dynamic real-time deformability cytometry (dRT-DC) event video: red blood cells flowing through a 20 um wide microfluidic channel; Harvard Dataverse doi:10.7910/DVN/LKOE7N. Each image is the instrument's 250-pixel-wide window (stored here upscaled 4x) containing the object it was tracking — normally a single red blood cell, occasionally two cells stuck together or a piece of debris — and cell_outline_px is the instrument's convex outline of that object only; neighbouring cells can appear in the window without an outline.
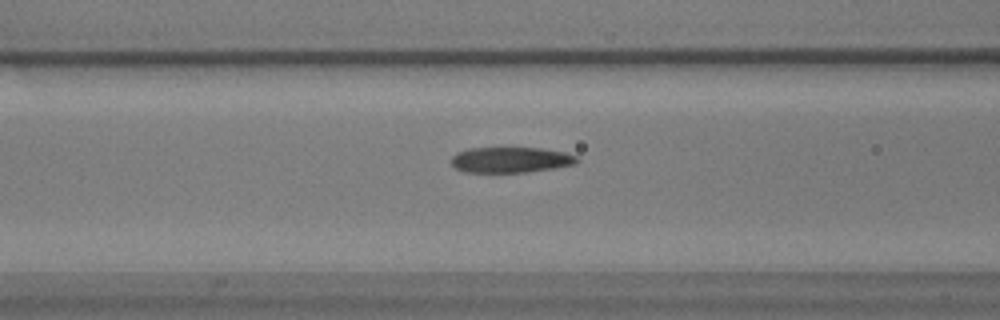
{"species": "common noctule bat (a hibernating species)", "species_latin": "Nyctalus noctula", "temperature_condition": "warm", "stored_images_in_passage": 42, "camera_frame_rate_fps": 3000, "um_per_image_px": 0.085, "animal": {"sex": "male", "body_mass_g": 17.9}, "frame": {"image": 1, "passage_image": 8, "time_ms": 2.333, "image_size_px": [1000, 320], "cell_outline_px": [[580, 160], [576, 164], [556, 168], [528, 172], [464, 172], [456, 168], [452, 164], [452, 156], [456, 152], [468, 148], [540, 148], [564, 152], [576, 156]], "centroid_in_image_um": [43.42, 13.59], "position_along_channel_um": 123.2, "area_um2": 18.84}}
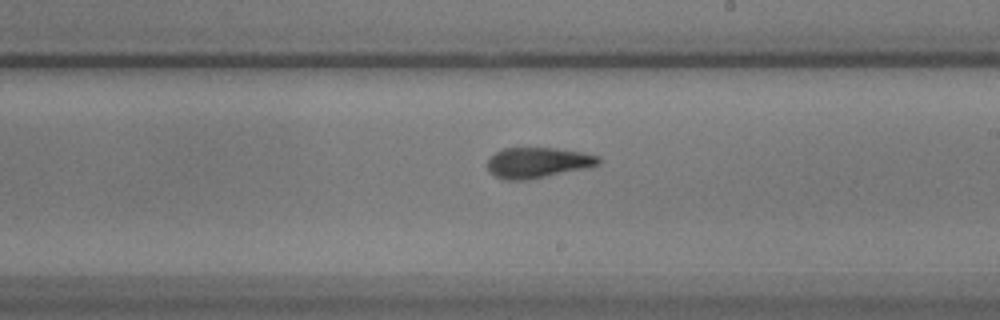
{"frame": {"image": 2, "passage_image": 18, "time_ms": 5.667, "image_size_px": [1000, 320], "cell_outline_px": [[600, 164], [588, 168], [528, 180], [504, 180], [488, 172], [488, 160], [496, 152], [504, 148], [556, 148], [580, 152], [600, 156]], "centroid_in_image_um": [45.72, 13.83], "position_along_channel_um": 243.3, "area_um2": 19.83}}
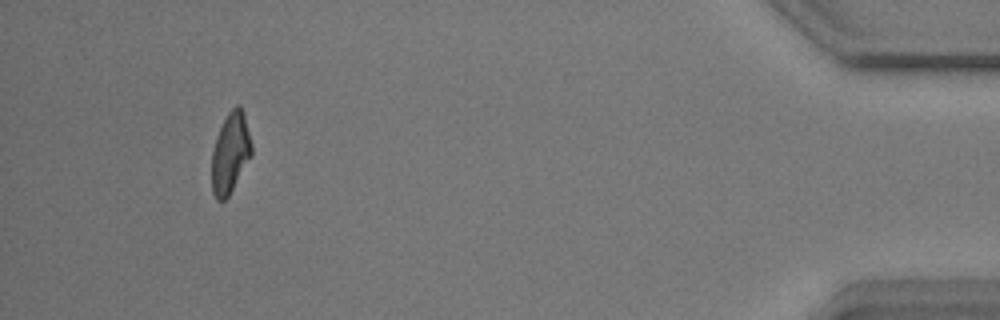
{"frame": {"image": 3, "passage_image": 38, "time_ms": 12.333, "image_size_px": [1000, 320], "cell_outline_px": [[252, 156], [228, 196], [224, 200], [216, 200], [212, 192], [212, 152], [216, 136], [228, 112], [236, 104], [240, 104], [244, 112], [252, 144]], "centroid_in_image_um": [19.59, 12.98], "position_along_channel_um": 415.6, "area_um2": 18.79}, "authors_computed_cell_mechanics": {"area_um2": 19.363, "velocity_mm_per_s": 3.6059, "shape_relaxation_time_tau1_ms": null, "shape_relaxation_time_tau2_ms": 2.0713, "deformation_change_tau1": null, "deformation_change_tau2": 0.0952}}